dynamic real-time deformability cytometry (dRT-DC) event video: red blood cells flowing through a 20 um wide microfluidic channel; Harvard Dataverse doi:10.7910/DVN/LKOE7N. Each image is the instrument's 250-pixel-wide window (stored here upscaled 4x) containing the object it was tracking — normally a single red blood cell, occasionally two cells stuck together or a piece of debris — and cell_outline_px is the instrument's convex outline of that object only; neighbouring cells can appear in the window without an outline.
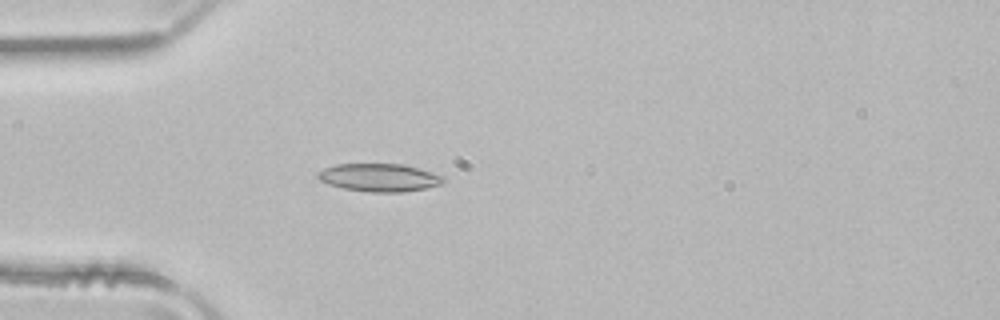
{"species": "common noctule bat (a hibernating species)", "species_latin": "Nyctalus noctula", "temperature_condition": "room temperature", "stored_images_in_passage": 37, "camera_frame_rate_fps": 3000, "um_per_image_px": 0.085, "animal": {"sex": "male", "body_mass_g": 21.5, "forearm_length_mm": 52.0}, "frame": {"image": 1, "passage_image": 1, "time_ms": 0.0, "image_size_px": [1000, 320], "cell_outline_px": [[444, 180], [440, 184], [428, 188], [404, 192], [372, 192], [344, 188], [328, 184], [320, 180], [316, 176], [316, 172], [324, 168], [336, 164], [404, 164], [444, 176]], "centroid_in_image_um": [32.22, 15.09], "position_along_channel_um": 52.8, "area_um2": 20.4}}
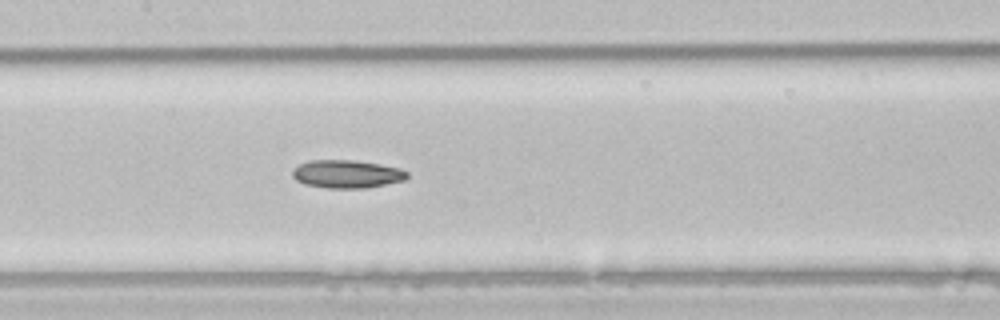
{"frame": {"image": 2, "passage_image": 11, "time_ms": 3.333, "image_size_px": [1000, 320], "cell_outline_px": [[408, 176], [404, 180], [368, 188], [328, 188], [304, 184], [296, 180], [292, 176], [292, 168], [300, 164], [312, 160], [356, 160], [380, 164], [400, 168], [408, 172]], "centroid_in_image_um": [29.48, 14.79], "position_along_channel_um": 177.9, "area_um2": 18.84}}
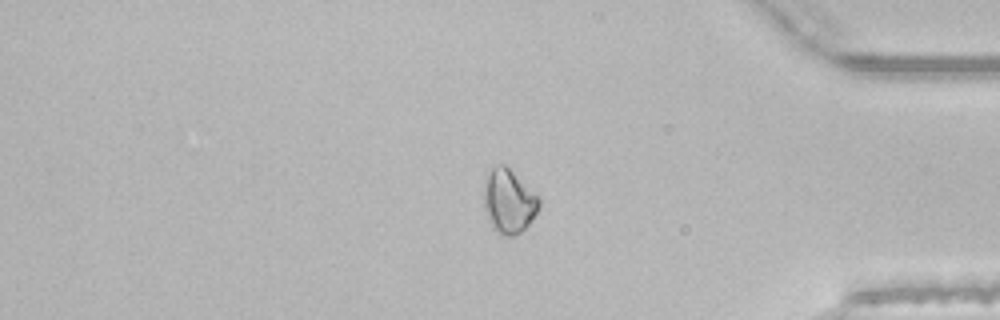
{"frame": {"image": 3, "passage_image": 29, "time_ms": 9.333, "image_size_px": [1000, 320], "cell_outline_px": [[540, 204], [536, 212], [528, 224], [520, 232], [512, 236], [508, 236], [496, 232], [492, 228], [484, 208], [484, 188], [488, 176], [492, 168], [496, 164], [504, 164], [540, 200]], "centroid_in_image_um": [43.21, 17.14], "position_along_channel_um": 392.0, "area_um2": 19.83}, "authors_computed_cell_mechanics": {"area_um2": 18.5538, "velocity_mm_per_s": 3.9977, "shape_relaxation_time_tau1_ms": 7.2243, "shape_relaxation_time_tau2_ms": null, "deformation_change_tau1": 0.1257, "deformation_change_tau2": null}}